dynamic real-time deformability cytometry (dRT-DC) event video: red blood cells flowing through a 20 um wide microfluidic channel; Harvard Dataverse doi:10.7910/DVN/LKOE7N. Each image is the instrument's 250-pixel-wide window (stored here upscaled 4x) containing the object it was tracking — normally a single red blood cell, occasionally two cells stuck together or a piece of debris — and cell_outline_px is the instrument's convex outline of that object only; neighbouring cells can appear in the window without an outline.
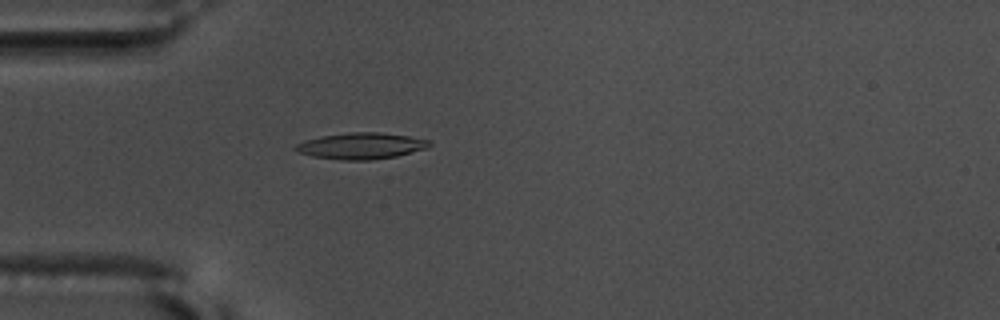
{"species": "common noctule bat (a hibernating species)", "species_latin": "Nyctalus noctula", "temperature_condition": "warm", "stored_images_in_passage": 57, "camera_frame_rate_fps": 3000, "um_per_image_px": 0.085, "animal": {"sex": "male", "body_mass_g": 17.5, "forearm_length_mm": 52.3}, "frame": {"image": 1, "passage_image": 17, "time_ms": 5.333, "image_size_px": [1000, 320], "cell_outline_px": [[432, 144], [428, 148], [396, 156], [372, 160], [340, 160], [312, 156], [296, 152], [292, 148], [296, 144], [304, 140], [320, 136], [352, 132], [380, 132], [408, 136], [432, 140]], "centroid_in_image_um": [30.69, 12.4], "position_along_channel_um": 54.3, "area_um2": 20.75}, "authors_computed_cell_mechanics": {"area_um2": 19.8832, "velocity_mm_per_s": 3.6463, "shape_relaxation_time_tau1_ms": 8.8505, "shape_relaxation_time_tau2_ms": 1.8609, "deformation_change_tau1": 0.2584, "deformation_change_tau2": 0.0999}}